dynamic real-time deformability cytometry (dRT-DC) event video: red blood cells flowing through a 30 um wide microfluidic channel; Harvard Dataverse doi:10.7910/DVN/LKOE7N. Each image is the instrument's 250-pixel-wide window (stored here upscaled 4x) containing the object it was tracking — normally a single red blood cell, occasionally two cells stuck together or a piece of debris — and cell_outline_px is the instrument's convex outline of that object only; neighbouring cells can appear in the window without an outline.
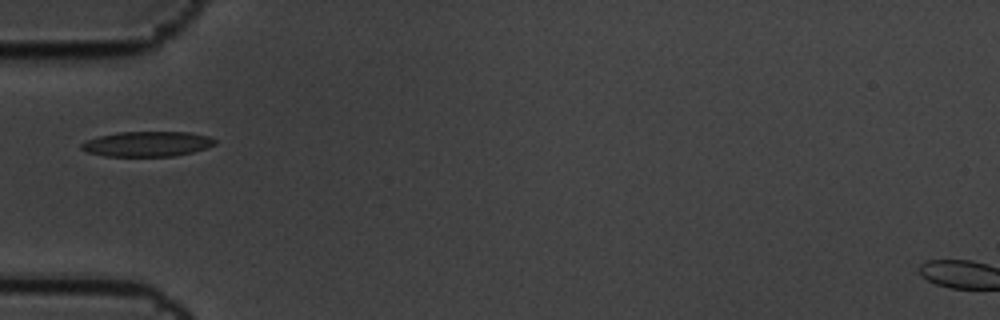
{"species": "common noctule bat (a hibernating species)", "species_latin": "Nyctalus noctula", "temperature_condition": "cold", "stored_images_in_passage": 7, "camera_frame_rate_fps": 3000, "um_per_image_px": 0.085, "animal": {"sex": "male", "body_mass_g": 19.5, "forearm_length_mm": 54.6}, "frame": {"image": 1, "passage_image": 1, "time_ms": 0.0, "image_size_px": [1000, 320], "cell_outline_px": [[216, 144], [192, 152], [172, 156], [104, 156], [88, 152], [80, 148], [80, 144], [84, 140], [116, 132], [188, 132], [208, 136], [216, 140]], "centroid_in_image_um": [12.47, 12.23], "position_along_channel_um": 72.5, "area_um2": 19.48}}
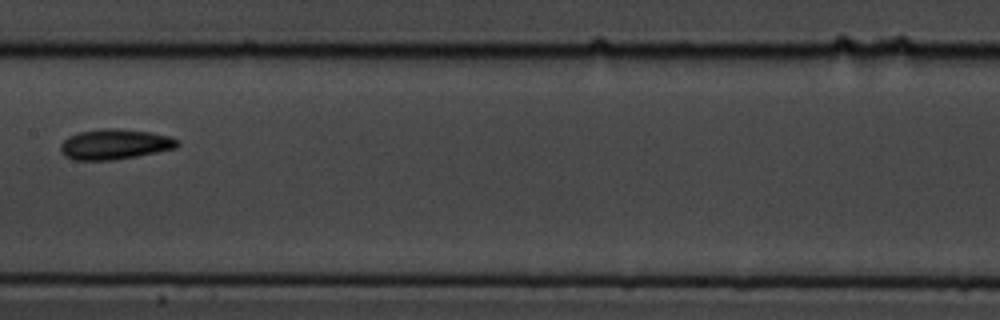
{"frame": {"image": 2, "passage_image": 4, "time_ms": 1.0, "image_size_px": [1000, 320], "cell_outline_px": [[180, 144], [176, 148], [136, 156], [112, 160], [72, 160], [64, 156], [60, 152], [60, 144], [68, 136], [80, 132], [104, 128], [116, 128], [148, 132], [168, 136], [180, 140]], "centroid_in_image_um": [9.72, 12.27], "position_along_channel_um": 197.7, "area_um2": 20.63}}
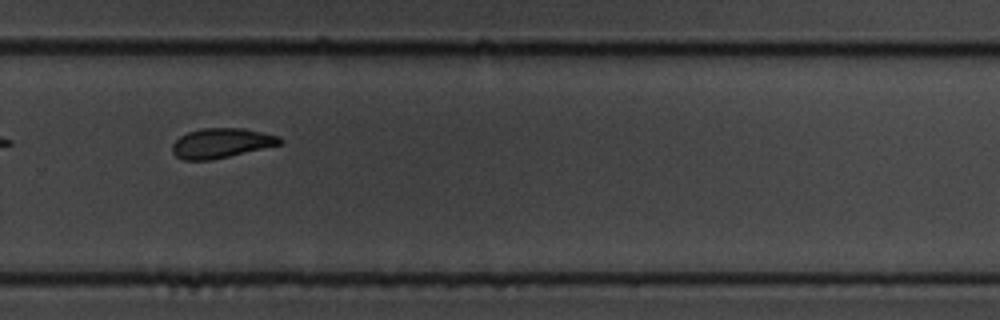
{"frame": {"image": 3, "passage_image": 7, "time_ms": 2.0, "image_size_px": [1000, 320], "cell_outline_px": [[284, 140], [280, 144], [212, 160], [184, 160], [176, 156], [172, 152], [172, 144], [180, 136], [188, 132], [200, 128], [244, 128], [280, 136]], "centroid_in_image_um": [18.8, 12.15], "position_along_channel_um": 311.0, "area_um2": 18.61}}